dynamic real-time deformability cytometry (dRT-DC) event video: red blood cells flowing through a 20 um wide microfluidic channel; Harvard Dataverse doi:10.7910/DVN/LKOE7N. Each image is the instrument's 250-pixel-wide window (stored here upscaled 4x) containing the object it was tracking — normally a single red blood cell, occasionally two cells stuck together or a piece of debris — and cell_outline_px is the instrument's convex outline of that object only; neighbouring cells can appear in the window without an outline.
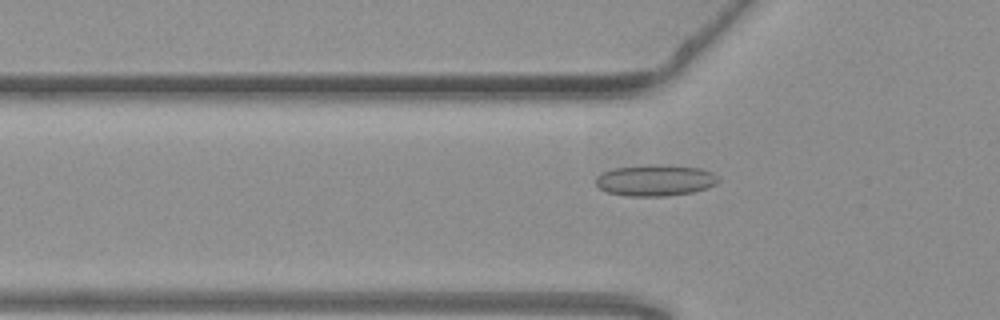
{"species": "common noctule bat (a hibernating species)", "species_latin": "Nyctalus noctula", "temperature_condition": "warm", "stored_images_in_passage": 50, "camera_frame_rate_fps": 3000, "um_per_image_px": 0.085, "animal": {"sex": "female", "body_mass_g": 19.3, "forearm_length_mm": 54.1}, "frame": {"image": 1, "passage_image": 13, "time_ms": 4.0, "image_size_px": [1000, 320], "cell_outline_px": [[720, 180], [716, 184], [708, 188], [692, 192], [668, 196], [628, 196], [608, 192], [600, 188], [596, 184], [596, 176], [600, 172], [612, 168], [648, 164], [660, 164], [700, 168], [712, 172], [720, 176]], "centroid_in_image_um": [55.71, 15.31], "position_along_channel_um": 70.1, "area_um2": 22.72}}
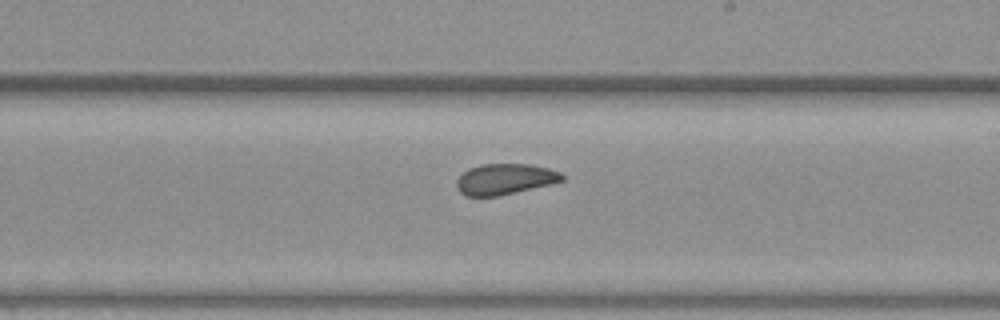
{"frame": {"image": 2, "passage_image": 27, "time_ms": 8.667, "image_size_px": [1000, 320], "cell_outline_px": [[564, 180], [552, 184], [496, 196], [468, 196], [460, 192], [456, 184], [456, 180], [468, 168], [480, 164], [528, 164], [548, 168], [560, 172], [564, 176]], "centroid_in_image_um": [42.92, 15.22], "position_along_channel_um": 246.1, "area_um2": 18.84}}
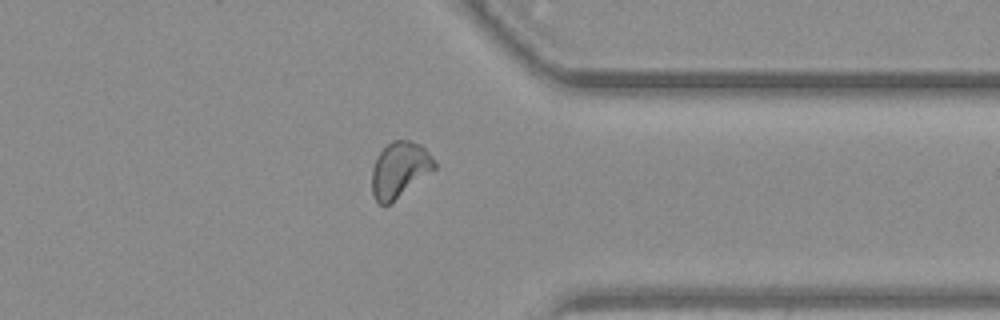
{"frame": {"image": 3, "passage_image": 38, "time_ms": 12.333, "image_size_px": [1000, 320], "cell_outline_px": [[436, 168], [388, 204], [380, 204], [376, 200], [372, 192], [372, 168], [376, 156], [392, 140], [408, 140], [420, 144], [436, 160]], "centroid_in_image_um": [33.96, 14.39], "position_along_channel_um": 377.4, "area_um2": 19.94}, "authors_computed_cell_mechanics": {"area_um2": 20.3745, "velocity_mm_per_s": 3.7557, "shape_relaxation_time_tau1_ms": null, "shape_relaxation_time_tau2_ms": 1.1993, "deformation_change_tau1": null, "deformation_change_tau2": 0.0647}}